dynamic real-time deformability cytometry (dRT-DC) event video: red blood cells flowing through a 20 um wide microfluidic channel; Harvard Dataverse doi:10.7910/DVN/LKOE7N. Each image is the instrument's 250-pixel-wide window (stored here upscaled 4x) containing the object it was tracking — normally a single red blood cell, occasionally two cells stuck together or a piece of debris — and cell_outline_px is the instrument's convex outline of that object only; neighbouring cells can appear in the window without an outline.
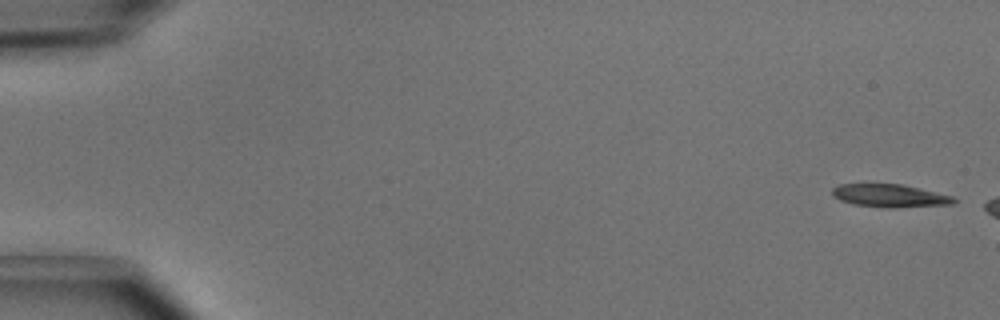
{"species": "common noctule bat (a hibernating species)", "species_latin": "Nyctalus noctula", "temperature_condition": "cold", "stored_images_in_passage": 7, "camera_frame_rate_fps": 3000, "um_per_image_px": 0.085, "animal": {"sex": "male", "body_mass_g": 15.6}, "frame": {"image": 1, "passage_image": 1, "time_ms": 0.0, "image_size_px": [1000, 320], "cell_outline_px": [[956, 200], [952, 204], [896, 208], [888, 208], [856, 204], [840, 200], [832, 196], [832, 188], [840, 184], [904, 184], [952, 196]], "centroid_in_image_um": [75.63, 16.63], "position_along_channel_um": 9.4, "area_um2": 16.18}}
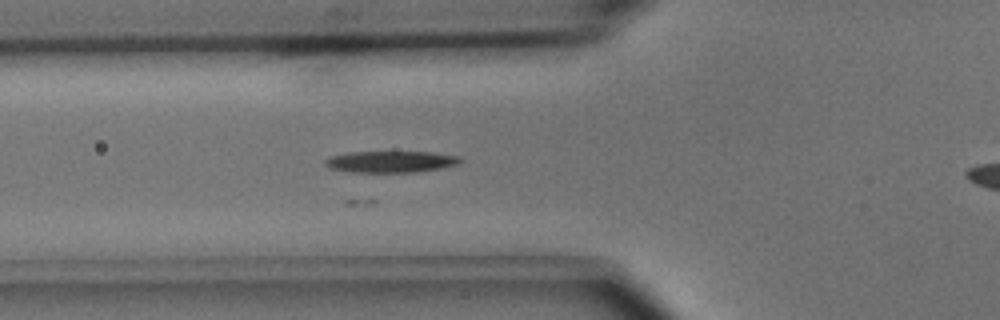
{"frame": {"image": 2, "passage_image": 6, "time_ms": 1.667, "image_size_px": [1000, 320], "cell_outline_px": [[464, 160], [456, 164], [440, 168], [416, 172], [348, 172], [328, 168], [324, 164], [324, 160], [328, 156], [348, 152], [432, 152], [460, 156]], "centroid_in_image_um": [33.16, 13.74], "position_along_channel_um": 92.6, "area_um2": 17.11}}